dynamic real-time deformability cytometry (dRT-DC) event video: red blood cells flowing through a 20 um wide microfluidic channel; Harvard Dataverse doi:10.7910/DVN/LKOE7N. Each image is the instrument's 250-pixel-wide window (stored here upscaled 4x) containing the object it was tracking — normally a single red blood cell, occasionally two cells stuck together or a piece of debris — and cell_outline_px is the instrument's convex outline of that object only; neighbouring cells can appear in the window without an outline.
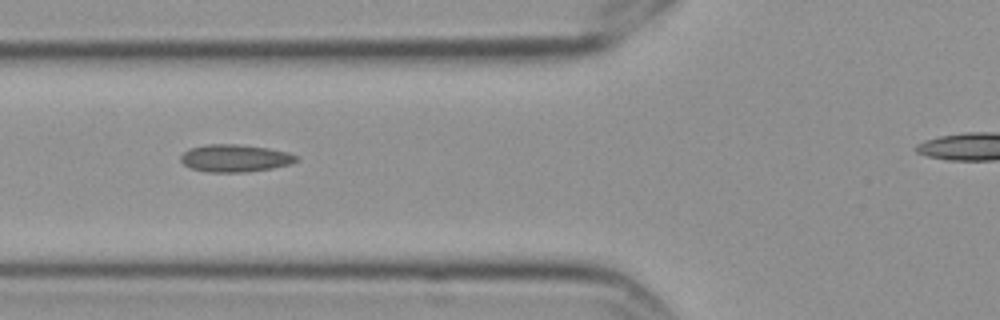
{"species": "Egyptian fruit bat (a non-hibernating species)", "species_latin": "Rousettus aegyptiacus", "temperature_condition": "cold", "stored_images_in_passage": 10, "segment_of_instrument_passage": [1, 2], "camera_frame_rate_fps": 3000, "um_per_image_px": 0.085, "frame": {"image": 1, "passage_image": 6, "time_ms": 1.667, "image_size_px": [1000, 320], "cell_outline_px": [[300, 156], [292, 164], [272, 168], [244, 172], [208, 172], [192, 168], [184, 164], [180, 160], [180, 156], [188, 148], [204, 144], [236, 144], [268, 148], [288, 152]], "centroid_in_image_um": [19.97, 13.44], "position_along_channel_um": 105.8, "area_um2": 18.55}}
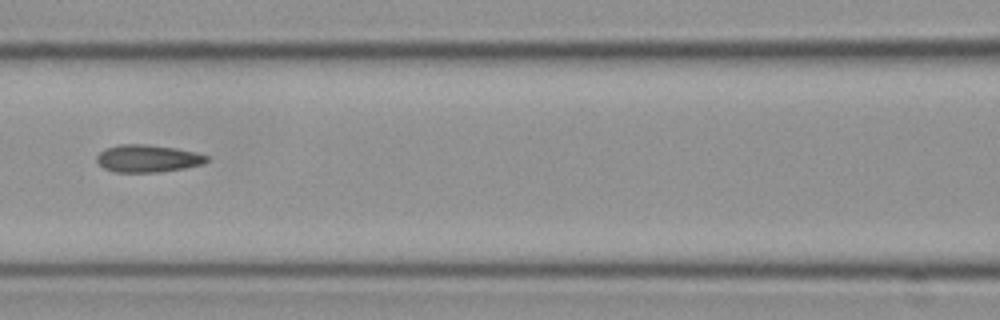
{"frame": {"image": 2, "passage_image": 7, "time_ms": 2.0, "image_size_px": [1000, 320], "cell_outline_px": [[208, 160], [200, 164], [184, 168], [156, 172], [116, 172], [104, 168], [96, 160], [96, 156], [104, 148], [116, 144], [148, 144], [176, 148], [196, 152], [208, 156]], "centroid_in_image_um": [12.51, 13.45], "position_along_channel_um": 154.1, "area_um2": 17.57}}
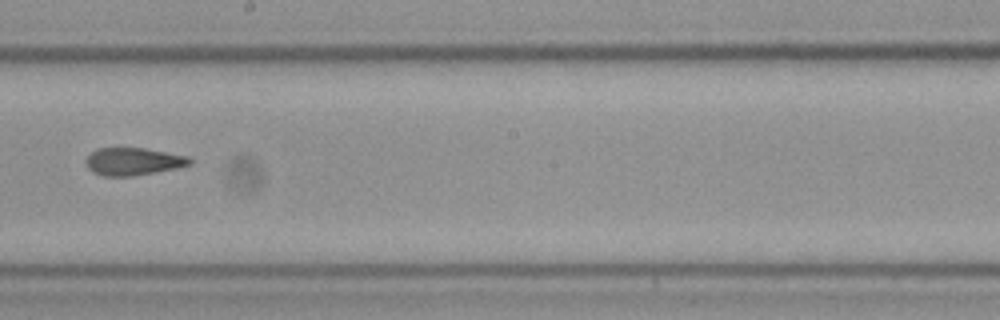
{"frame": {"image": 3, "passage_image": 9, "time_ms": 2.667, "image_size_px": [1000, 320], "cell_outline_px": [[192, 164], [176, 168], [156, 172], [132, 176], [104, 176], [92, 172], [88, 168], [84, 160], [96, 148], [144, 148], [188, 156], [192, 160]], "centroid_in_image_um": [11.31, 13.73], "position_along_channel_um": 236.9, "area_um2": 16.7}}